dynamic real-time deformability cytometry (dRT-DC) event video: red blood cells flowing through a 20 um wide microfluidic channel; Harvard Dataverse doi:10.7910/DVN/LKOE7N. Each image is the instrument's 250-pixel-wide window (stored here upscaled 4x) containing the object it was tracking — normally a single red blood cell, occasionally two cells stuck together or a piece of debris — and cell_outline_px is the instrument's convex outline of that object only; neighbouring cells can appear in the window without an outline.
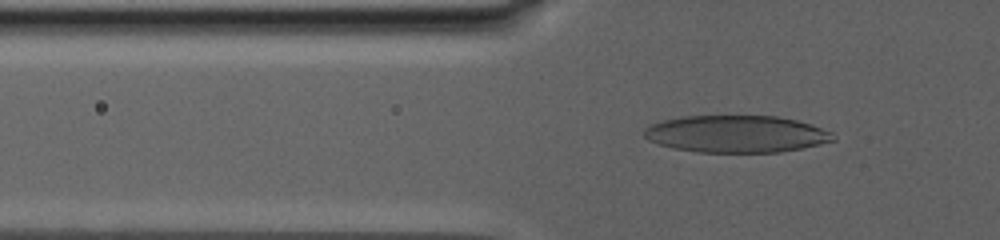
{"species": "human", "species_latin": "Homo sapiens", "temperature_condition": "warm", "stored_images_in_passage": 9, "camera_frame_rate_fps": 3000, "um_per_image_px": 0.085, "donor": {"sex": "male"}, "frame": {"image": 1, "passage_image": 2, "time_ms": 0.333, "image_size_px": [1000, 240], "cell_outline_px": [[836, 140], [820, 144], [780, 152], [700, 152], [672, 148], [648, 140], [644, 136], [644, 128], [652, 124], [664, 120], [684, 116], [776, 116], [796, 120], [812, 124], [832, 132], [836, 136]], "centroid_in_image_um": [62.61, 11.38], "position_along_channel_um": 63.2, "area_um2": 40.81}}